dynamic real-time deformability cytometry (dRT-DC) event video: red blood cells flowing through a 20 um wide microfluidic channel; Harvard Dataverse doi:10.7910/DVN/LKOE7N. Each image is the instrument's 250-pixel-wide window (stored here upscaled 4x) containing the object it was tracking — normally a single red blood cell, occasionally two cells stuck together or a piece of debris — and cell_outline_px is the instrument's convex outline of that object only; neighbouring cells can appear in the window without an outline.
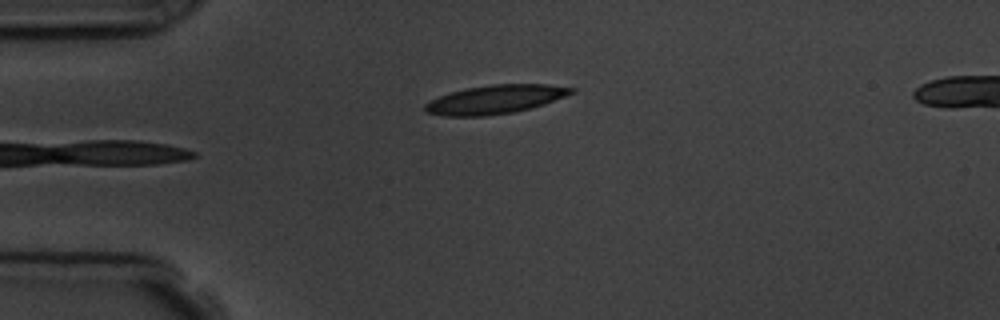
{"species": "common noctule bat (a hibernating species)", "species_latin": "Nyctalus noctula", "temperature_condition": "room temperature", "stored_images_in_passage": 6, "camera_frame_rate_fps": 3000, "um_per_image_px": 0.085, "animal": {"sex": "male", "body_mass_g": 19.5, "forearm_length_mm": 54.6}, "frame": {"image": 1, "passage_image": 6, "time_ms": 5.667, "image_size_px": [1000, 320], "cell_outline_px": [[576, 92], [544, 104], [532, 108], [512, 112], [484, 116], [444, 116], [424, 112], [424, 104], [440, 96], [464, 88], [492, 84], [548, 84], [576, 88]], "centroid_in_image_um": [42.11, 8.44], "position_along_channel_um": 42.9, "area_um2": 24.51}}